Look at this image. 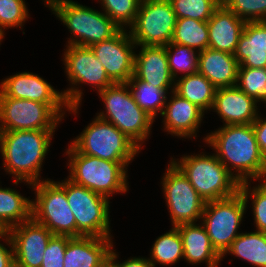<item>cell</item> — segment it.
<instances>
[{
	"mask_svg": "<svg viewBox=\"0 0 266 267\" xmlns=\"http://www.w3.org/2000/svg\"><path fill=\"white\" fill-rule=\"evenodd\" d=\"M203 139L209 147H213L216 157L239 183L264 179L266 160L252 124L223 125Z\"/></svg>",
	"mask_w": 266,
	"mask_h": 267,
	"instance_id": "1",
	"label": "cell"
},
{
	"mask_svg": "<svg viewBox=\"0 0 266 267\" xmlns=\"http://www.w3.org/2000/svg\"><path fill=\"white\" fill-rule=\"evenodd\" d=\"M55 130H14L0 132V152L4 170L17 185L40 182V171Z\"/></svg>",
	"mask_w": 266,
	"mask_h": 267,
	"instance_id": "2",
	"label": "cell"
},
{
	"mask_svg": "<svg viewBox=\"0 0 266 267\" xmlns=\"http://www.w3.org/2000/svg\"><path fill=\"white\" fill-rule=\"evenodd\" d=\"M74 36L67 45L90 47L115 36L121 28L105 13L72 0H44Z\"/></svg>",
	"mask_w": 266,
	"mask_h": 267,
	"instance_id": "3",
	"label": "cell"
},
{
	"mask_svg": "<svg viewBox=\"0 0 266 267\" xmlns=\"http://www.w3.org/2000/svg\"><path fill=\"white\" fill-rule=\"evenodd\" d=\"M98 94L106 113L102 111L96 115L115 125L141 149L155 121L136 103L129 84L114 83Z\"/></svg>",
	"mask_w": 266,
	"mask_h": 267,
	"instance_id": "4",
	"label": "cell"
},
{
	"mask_svg": "<svg viewBox=\"0 0 266 267\" xmlns=\"http://www.w3.org/2000/svg\"><path fill=\"white\" fill-rule=\"evenodd\" d=\"M65 153L69 157L68 178L74 183L108 199L114 193L127 192V166L130 162H114L84 155L71 144Z\"/></svg>",
	"mask_w": 266,
	"mask_h": 267,
	"instance_id": "5",
	"label": "cell"
},
{
	"mask_svg": "<svg viewBox=\"0 0 266 267\" xmlns=\"http://www.w3.org/2000/svg\"><path fill=\"white\" fill-rule=\"evenodd\" d=\"M171 161L182 171L197 193L207 202L235 195L240 183L213 155H185Z\"/></svg>",
	"mask_w": 266,
	"mask_h": 267,
	"instance_id": "6",
	"label": "cell"
},
{
	"mask_svg": "<svg viewBox=\"0 0 266 267\" xmlns=\"http://www.w3.org/2000/svg\"><path fill=\"white\" fill-rule=\"evenodd\" d=\"M70 144L81 154L114 162H131L141 150L115 125L98 116Z\"/></svg>",
	"mask_w": 266,
	"mask_h": 267,
	"instance_id": "7",
	"label": "cell"
},
{
	"mask_svg": "<svg viewBox=\"0 0 266 267\" xmlns=\"http://www.w3.org/2000/svg\"><path fill=\"white\" fill-rule=\"evenodd\" d=\"M32 189L36 195L32 200V218L54 235L76 237V221L66 198L65 180H42L33 183Z\"/></svg>",
	"mask_w": 266,
	"mask_h": 267,
	"instance_id": "8",
	"label": "cell"
},
{
	"mask_svg": "<svg viewBox=\"0 0 266 267\" xmlns=\"http://www.w3.org/2000/svg\"><path fill=\"white\" fill-rule=\"evenodd\" d=\"M66 47L63 62L71 88L62 92L69 106L68 111L77 114L83 95L77 85L79 86L80 83L90 84L99 93L114 82L108 77L102 62L97 59L90 47L77 45H66Z\"/></svg>",
	"mask_w": 266,
	"mask_h": 267,
	"instance_id": "9",
	"label": "cell"
},
{
	"mask_svg": "<svg viewBox=\"0 0 266 267\" xmlns=\"http://www.w3.org/2000/svg\"><path fill=\"white\" fill-rule=\"evenodd\" d=\"M65 192L76 221V237L111 238L109 199L65 179Z\"/></svg>",
	"mask_w": 266,
	"mask_h": 267,
	"instance_id": "10",
	"label": "cell"
},
{
	"mask_svg": "<svg viewBox=\"0 0 266 267\" xmlns=\"http://www.w3.org/2000/svg\"><path fill=\"white\" fill-rule=\"evenodd\" d=\"M247 204L238 191L227 198L207 201L201 216L212 246L222 256L240 234L238 231Z\"/></svg>",
	"mask_w": 266,
	"mask_h": 267,
	"instance_id": "11",
	"label": "cell"
},
{
	"mask_svg": "<svg viewBox=\"0 0 266 267\" xmlns=\"http://www.w3.org/2000/svg\"><path fill=\"white\" fill-rule=\"evenodd\" d=\"M176 21L169 0H141L129 33L136 45L166 46L171 42Z\"/></svg>",
	"mask_w": 266,
	"mask_h": 267,
	"instance_id": "12",
	"label": "cell"
},
{
	"mask_svg": "<svg viewBox=\"0 0 266 267\" xmlns=\"http://www.w3.org/2000/svg\"><path fill=\"white\" fill-rule=\"evenodd\" d=\"M162 179V189L172 226L201 220L206 201L197 193L182 171L170 160Z\"/></svg>",
	"mask_w": 266,
	"mask_h": 267,
	"instance_id": "13",
	"label": "cell"
},
{
	"mask_svg": "<svg viewBox=\"0 0 266 267\" xmlns=\"http://www.w3.org/2000/svg\"><path fill=\"white\" fill-rule=\"evenodd\" d=\"M61 121L46 103L10 98L0 92V132L55 130Z\"/></svg>",
	"mask_w": 266,
	"mask_h": 267,
	"instance_id": "14",
	"label": "cell"
},
{
	"mask_svg": "<svg viewBox=\"0 0 266 267\" xmlns=\"http://www.w3.org/2000/svg\"><path fill=\"white\" fill-rule=\"evenodd\" d=\"M127 31L121 29L112 38L90 46L114 83H128L134 76V48L136 50L138 46Z\"/></svg>",
	"mask_w": 266,
	"mask_h": 267,
	"instance_id": "15",
	"label": "cell"
},
{
	"mask_svg": "<svg viewBox=\"0 0 266 267\" xmlns=\"http://www.w3.org/2000/svg\"><path fill=\"white\" fill-rule=\"evenodd\" d=\"M0 84V92L4 96L46 103L61 119L69 109L63 92L54 89L38 74L29 71L16 73L2 80ZM65 108V111L62 110Z\"/></svg>",
	"mask_w": 266,
	"mask_h": 267,
	"instance_id": "16",
	"label": "cell"
},
{
	"mask_svg": "<svg viewBox=\"0 0 266 267\" xmlns=\"http://www.w3.org/2000/svg\"><path fill=\"white\" fill-rule=\"evenodd\" d=\"M15 267H41L46 246L54 235L33 218L9 229Z\"/></svg>",
	"mask_w": 266,
	"mask_h": 267,
	"instance_id": "17",
	"label": "cell"
},
{
	"mask_svg": "<svg viewBox=\"0 0 266 267\" xmlns=\"http://www.w3.org/2000/svg\"><path fill=\"white\" fill-rule=\"evenodd\" d=\"M135 53L134 77L144 83L165 90L174 91L175 80L171 75L165 46H142Z\"/></svg>",
	"mask_w": 266,
	"mask_h": 267,
	"instance_id": "18",
	"label": "cell"
},
{
	"mask_svg": "<svg viewBox=\"0 0 266 267\" xmlns=\"http://www.w3.org/2000/svg\"><path fill=\"white\" fill-rule=\"evenodd\" d=\"M257 103L237 85L217 88L212 109L223 125L252 124L258 115Z\"/></svg>",
	"mask_w": 266,
	"mask_h": 267,
	"instance_id": "19",
	"label": "cell"
},
{
	"mask_svg": "<svg viewBox=\"0 0 266 267\" xmlns=\"http://www.w3.org/2000/svg\"><path fill=\"white\" fill-rule=\"evenodd\" d=\"M171 94L161 113L164 130L180 138H196L205 112L174 91Z\"/></svg>",
	"mask_w": 266,
	"mask_h": 267,
	"instance_id": "20",
	"label": "cell"
},
{
	"mask_svg": "<svg viewBox=\"0 0 266 267\" xmlns=\"http://www.w3.org/2000/svg\"><path fill=\"white\" fill-rule=\"evenodd\" d=\"M245 23L221 3L207 21L209 48L234 54Z\"/></svg>",
	"mask_w": 266,
	"mask_h": 267,
	"instance_id": "21",
	"label": "cell"
},
{
	"mask_svg": "<svg viewBox=\"0 0 266 267\" xmlns=\"http://www.w3.org/2000/svg\"><path fill=\"white\" fill-rule=\"evenodd\" d=\"M111 240L94 236L70 237L63 267H97L109 256L113 247Z\"/></svg>",
	"mask_w": 266,
	"mask_h": 267,
	"instance_id": "22",
	"label": "cell"
},
{
	"mask_svg": "<svg viewBox=\"0 0 266 267\" xmlns=\"http://www.w3.org/2000/svg\"><path fill=\"white\" fill-rule=\"evenodd\" d=\"M239 66L235 56L228 52L206 48L198 54V72L216 88L235 86Z\"/></svg>",
	"mask_w": 266,
	"mask_h": 267,
	"instance_id": "23",
	"label": "cell"
},
{
	"mask_svg": "<svg viewBox=\"0 0 266 267\" xmlns=\"http://www.w3.org/2000/svg\"><path fill=\"white\" fill-rule=\"evenodd\" d=\"M200 224V225H199ZM183 243V254L188 264L207 263V267H218L222 256L212 246L202 223L177 226Z\"/></svg>",
	"mask_w": 266,
	"mask_h": 267,
	"instance_id": "24",
	"label": "cell"
},
{
	"mask_svg": "<svg viewBox=\"0 0 266 267\" xmlns=\"http://www.w3.org/2000/svg\"><path fill=\"white\" fill-rule=\"evenodd\" d=\"M233 55L239 67L266 68V21L245 23Z\"/></svg>",
	"mask_w": 266,
	"mask_h": 267,
	"instance_id": "25",
	"label": "cell"
},
{
	"mask_svg": "<svg viewBox=\"0 0 266 267\" xmlns=\"http://www.w3.org/2000/svg\"><path fill=\"white\" fill-rule=\"evenodd\" d=\"M174 83V92L204 112L212 110L216 87L198 71L186 76H178Z\"/></svg>",
	"mask_w": 266,
	"mask_h": 267,
	"instance_id": "26",
	"label": "cell"
},
{
	"mask_svg": "<svg viewBox=\"0 0 266 267\" xmlns=\"http://www.w3.org/2000/svg\"><path fill=\"white\" fill-rule=\"evenodd\" d=\"M228 253L249 262L254 267H266V233L257 230L240 233L222 258Z\"/></svg>",
	"mask_w": 266,
	"mask_h": 267,
	"instance_id": "27",
	"label": "cell"
},
{
	"mask_svg": "<svg viewBox=\"0 0 266 267\" xmlns=\"http://www.w3.org/2000/svg\"><path fill=\"white\" fill-rule=\"evenodd\" d=\"M32 218V199L12 188L0 187V221L9 230Z\"/></svg>",
	"mask_w": 266,
	"mask_h": 267,
	"instance_id": "28",
	"label": "cell"
},
{
	"mask_svg": "<svg viewBox=\"0 0 266 267\" xmlns=\"http://www.w3.org/2000/svg\"><path fill=\"white\" fill-rule=\"evenodd\" d=\"M171 43L185 45L197 52L209 48L207 21L177 18Z\"/></svg>",
	"mask_w": 266,
	"mask_h": 267,
	"instance_id": "29",
	"label": "cell"
},
{
	"mask_svg": "<svg viewBox=\"0 0 266 267\" xmlns=\"http://www.w3.org/2000/svg\"><path fill=\"white\" fill-rule=\"evenodd\" d=\"M149 261L155 267L159 265H173L184 258L183 243L177 227L158 237L152 245Z\"/></svg>",
	"mask_w": 266,
	"mask_h": 267,
	"instance_id": "30",
	"label": "cell"
},
{
	"mask_svg": "<svg viewBox=\"0 0 266 267\" xmlns=\"http://www.w3.org/2000/svg\"><path fill=\"white\" fill-rule=\"evenodd\" d=\"M136 103L144 109L150 117L155 119L162 113L165 103L168 102L167 92L158 87L137 80L134 76L128 81Z\"/></svg>",
	"mask_w": 266,
	"mask_h": 267,
	"instance_id": "31",
	"label": "cell"
},
{
	"mask_svg": "<svg viewBox=\"0 0 266 267\" xmlns=\"http://www.w3.org/2000/svg\"><path fill=\"white\" fill-rule=\"evenodd\" d=\"M166 47L168 65L174 80H177L178 71L186 76L198 71L197 50L191 49L185 45L169 43Z\"/></svg>",
	"mask_w": 266,
	"mask_h": 267,
	"instance_id": "32",
	"label": "cell"
},
{
	"mask_svg": "<svg viewBox=\"0 0 266 267\" xmlns=\"http://www.w3.org/2000/svg\"><path fill=\"white\" fill-rule=\"evenodd\" d=\"M236 85L256 103L266 104V68L239 67Z\"/></svg>",
	"mask_w": 266,
	"mask_h": 267,
	"instance_id": "33",
	"label": "cell"
},
{
	"mask_svg": "<svg viewBox=\"0 0 266 267\" xmlns=\"http://www.w3.org/2000/svg\"><path fill=\"white\" fill-rule=\"evenodd\" d=\"M99 1V0H98ZM103 12L121 29L134 24L141 0H100Z\"/></svg>",
	"mask_w": 266,
	"mask_h": 267,
	"instance_id": "34",
	"label": "cell"
},
{
	"mask_svg": "<svg viewBox=\"0 0 266 267\" xmlns=\"http://www.w3.org/2000/svg\"><path fill=\"white\" fill-rule=\"evenodd\" d=\"M260 184L252 189L249 188L251 183L249 181L240 183L239 191L241 192L246 204L249 198L252 201V209L254 216V223L257 231L266 233V181H259Z\"/></svg>",
	"mask_w": 266,
	"mask_h": 267,
	"instance_id": "35",
	"label": "cell"
},
{
	"mask_svg": "<svg viewBox=\"0 0 266 267\" xmlns=\"http://www.w3.org/2000/svg\"><path fill=\"white\" fill-rule=\"evenodd\" d=\"M177 18H192L208 21L215 9L221 4L220 0H169Z\"/></svg>",
	"mask_w": 266,
	"mask_h": 267,
	"instance_id": "36",
	"label": "cell"
},
{
	"mask_svg": "<svg viewBox=\"0 0 266 267\" xmlns=\"http://www.w3.org/2000/svg\"><path fill=\"white\" fill-rule=\"evenodd\" d=\"M25 0H0V33L4 36V29L20 27L29 18Z\"/></svg>",
	"mask_w": 266,
	"mask_h": 267,
	"instance_id": "37",
	"label": "cell"
},
{
	"mask_svg": "<svg viewBox=\"0 0 266 267\" xmlns=\"http://www.w3.org/2000/svg\"><path fill=\"white\" fill-rule=\"evenodd\" d=\"M221 3L245 22L266 21V0H223Z\"/></svg>",
	"mask_w": 266,
	"mask_h": 267,
	"instance_id": "38",
	"label": "cell"
},
{
	"mask_svg": "<svg viewBox=\"0 0 266 267\" xmlns=\"http://www.w3.org/2000/svg\"><path fill=\"white\" fill-rule=\"evenodd\" d=\"M69 236L53 235L43 255L41 267H63L64 254Z\"/></svg>",
	"mask_w": 266,
	"mask_h": 267,
	"instance_id": "39",
	"label": "cell"
},
{
	"mask_svg": "<svg viewBox=\"0 0 266 267\" xmlns=\"http://www.w3.org/2000/svg\"><path fill=\"white\" fill-rule=\"evenodd\" d=\"M260 117L261 115L258 114L252 126L261 153L266 160V119Z\"/></svg>",
	"mask_w": 266,
	"mask_h": 267,
	"instance_id": "40",
	"label": "cell"
},
{
	"mask_svg": "<svg viewBox=\"0 0 266 267\" xmlns=\"http://www.w3.org/2000/svg\"><path fill=\"white\" fill-rule=\"evenodd\" d=\"M1 239L4 240L6 244L8 243L5 246H9L6 248L4 244L0 243V267H15L14 249L10 236L8 235L5 238H0V241Z\"/></svg>",
	"mask_w": 266,
	"mask_h": 267,
	"instance_id": "41",
	"label": "cell"
},
{
	"mask_svg": "<svg viewBox=\"0 0 266 267\" xmlns=\"http://www.w3.org/2000/svg\"><path fill=\"white\" fill-rule=\"evenodd\" d=\"M117 258L118 255L115 252V267H154L148 258L130 257L124 260L123 263L118 262Z\"/></svg>",
	"mask_w": 266,
	"mask_h": 267,
	"instance_id": "42",
	"label": "cell"
},
{
	"mask_svg": "<svg viewBox=\"0 0 266 267\" xmlns=\"http://www.w3.org/2000/svg\"><path fill=\"white\" fill-rule=\"evenodd\" d=\"M115 250L111 249L109 256L105 258L97 267H115Z\"/></svg>",
	"mask_w": 266,
	"mask_h": 267,
	"instance_id": "43",
	"label": "cell"
},
{
	"mask_svg": "<svg viewBox=\"0 0 266 267\" xmlns=\"http://www.w3.org/2000/svg\"><path fill=\"white\" fill-rule=\"evenodd\" d=\"M8 234H9V230L0 221V238H5L8 236Z\"/></svg>",
	"mask_w": 266,
	"mask_h": 267,
	"instance_id": "44",
	"label": "cell"
},
{
	"mask_svg": "<svg viewBox=\"0 0 266 267\" xmlns=\"http://www.w3.org/2000/svg\"><path fill=\"white\" fill-rule=\"evenodd\" d=\"M3 38H4V36L0 33V44H1Z\"/></svg>",
	"mask_w": 266,
	"mask_h": 267,
	"instance_id": "45",
	"label": "cell"
}]
</instances>
